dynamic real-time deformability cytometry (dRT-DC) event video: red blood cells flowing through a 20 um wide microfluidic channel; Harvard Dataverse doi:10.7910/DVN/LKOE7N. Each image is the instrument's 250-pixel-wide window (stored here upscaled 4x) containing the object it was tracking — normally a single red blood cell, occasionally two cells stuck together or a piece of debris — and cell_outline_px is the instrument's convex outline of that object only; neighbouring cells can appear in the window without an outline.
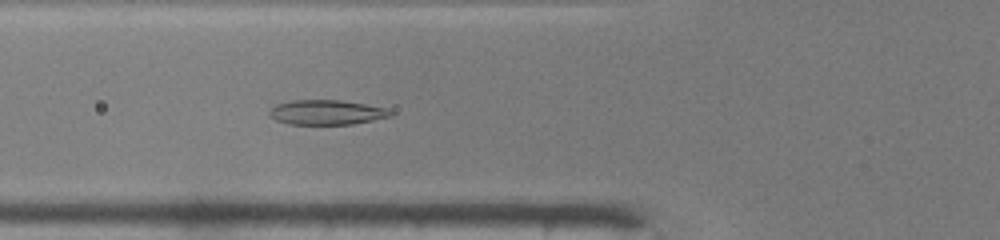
{"species": "common noctule bat (a hibernating species)", "species_latin": "Nyctalus noctula", "temperature_condition": "warm", "stored_images_in_passage": 38, "segment_of_instrument_passage": [1, 2], "camera_frame_rate_fps": 3000, "um_per_image_px": 0.085, "animal": {"sex": "male", "body_mass_g": 19.0, "forearm_length_mm": 50.8}, "frame": {"image": 1, "passage_image": 7, "time_ms": 2.0, "image_size_px": [1000, 240], "cell_outline_px": [[392, 116], [352, 124], [288, 124], [276, 120], [268, 116], [268, 112], [276, 104], [292, 100], [340, 100], [388, 108], [392, 112]], "centroid_in_image_um": [27.74, 9.55], "position_along_channel_um": 98.1, "area_um2": 17.46}}
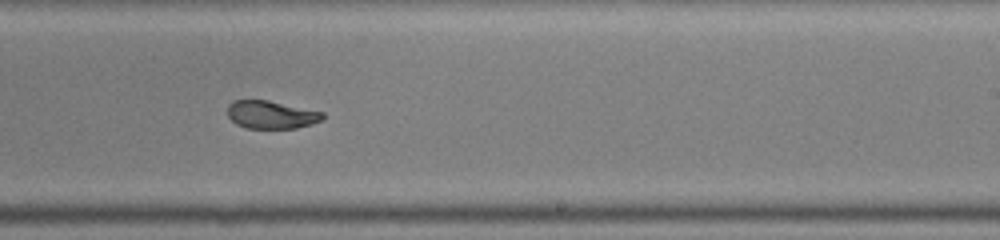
{"frame": {"image": 2, "passage_image": 19, "time_ms": 6.0, "image_size_px": [1000, 240], "cell_outline_px": [[324, 120], [312, 124], [296, 128], [244, 128], [236, 124], [228, 116], [228, 104], [232, 100], [268, 100], [324, 112]], "centroid_in_image_um": [23.06, 9.75], "position_along_channel_um": 265.9, "area_um2": 15.61}}
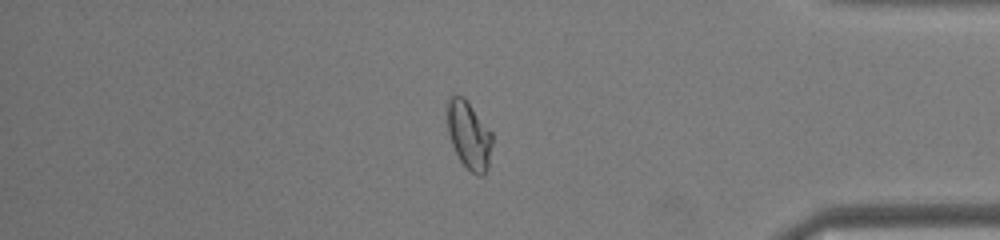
{"frame": {"image": 3, "passage_image": 30, "time_ms": 9.667, "image_size_px": [1000, 240], "cell_outline_px": [[492, 144], [488, 168], [480, 176], [476, 176], [460, 160], [452, 144], [448, 132], [448, 100], [452, 96], [464, 96], [492, 132]], "centroid_in_image_um": [39.88, 11.49], "position_along_channel_um": 395.3, "area_um2": 17.51}}